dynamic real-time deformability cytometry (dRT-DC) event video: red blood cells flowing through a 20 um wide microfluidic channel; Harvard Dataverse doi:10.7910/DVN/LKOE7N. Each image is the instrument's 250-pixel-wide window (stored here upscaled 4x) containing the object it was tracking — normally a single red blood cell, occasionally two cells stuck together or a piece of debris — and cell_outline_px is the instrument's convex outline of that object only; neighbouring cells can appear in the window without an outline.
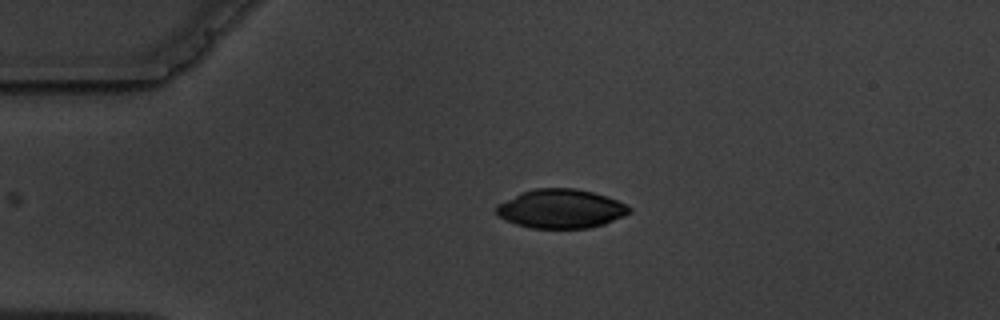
{"species": "common noctule bat (a hibernating species)", "species_latin": "Nyctalus noctula", "temperature_condition": "warm", "stored_images_in_passage": 4, "camera_frame_rate_fps": 3000, "um_per_image_px": 0.085, "animal": {"sex": "male", "body_mass_g": 19.5, "forearm_length_mm": 54.6}, "frame": {"image": 1, "passage_image": 3, "time_ms": 2.333, "image_size_px": [1000, 320], "cell_outline_px": [[632, 212], [624, 216], [604, 224], [588, 228], [532, 228], [516, 224], [500, 216], [496, 212], [496, 204], [520, 192], [536, 188], [576, 188], [592, 192], [616, 200], [632, 208]], "centroid_in_image_um": [47.67, 17.74], "position_along_channel_um": 37.3, "area_um2": 30.11}}